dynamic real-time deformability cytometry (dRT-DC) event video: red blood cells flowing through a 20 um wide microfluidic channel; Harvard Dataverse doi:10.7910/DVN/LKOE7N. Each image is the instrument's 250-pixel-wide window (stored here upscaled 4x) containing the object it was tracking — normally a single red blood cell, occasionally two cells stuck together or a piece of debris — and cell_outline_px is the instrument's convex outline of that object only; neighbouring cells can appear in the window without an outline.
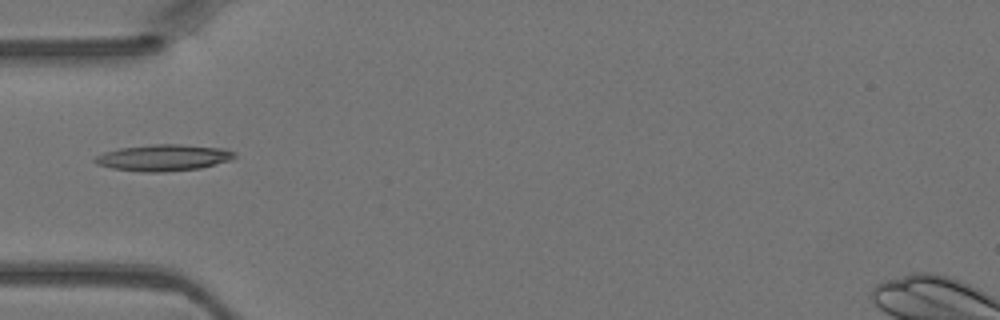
{"species": "Egyptian fruit bat (a non-hibernating species)", "species_latin": "Rousettus aegyptiacus", "temperature_condition": "warm", "stored_images_in_passage": 4, "camera_frame_rate_fps": 3000, "um_per_image_px": 0.085, "animal": {"sex": "female"}, "frame": {"image": 1, "passage_image": 4, "time_ms": 1.0, "image_size_px": [1000, 320], "cell_outline_px": [[236, 156], [232, 160], [200, 168], [164, 172], [144, 172], [112, 168], [96, 164], [92, 160], [96, 156], [104, 152], [120, 148], [156, 144], [180, 144], [224, 148], [236, 152]], "centroid_in_image_um": [13.92, 13.4], "position_along_channel_um": 71.1, "area_um2": 21.56}}